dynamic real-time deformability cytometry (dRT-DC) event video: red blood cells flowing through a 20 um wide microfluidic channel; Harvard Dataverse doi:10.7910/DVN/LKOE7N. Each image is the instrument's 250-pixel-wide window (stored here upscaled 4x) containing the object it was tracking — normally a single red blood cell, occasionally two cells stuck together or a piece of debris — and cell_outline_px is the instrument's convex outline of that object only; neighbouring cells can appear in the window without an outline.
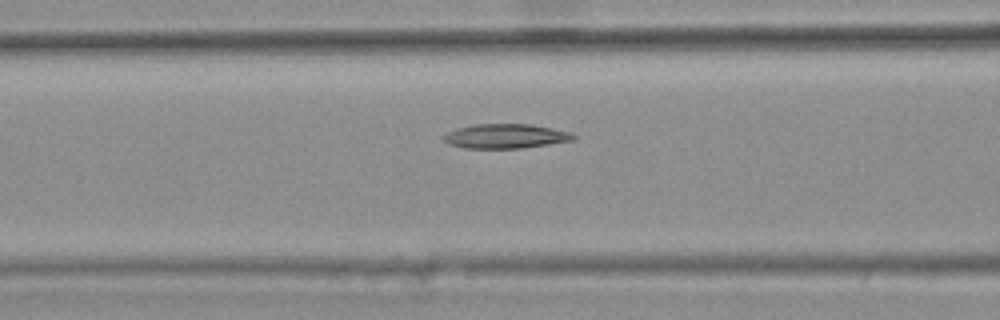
{"species": "common noctule bat (a hibernating species)", "species_latin": "Nyctalus noctula", "temperature_condition": "warm", "stored_images_in_passage": 16, "camera_frame_rate_fps": 3000, "um_per_image_px": 0.085, "animal": {"sex": "female", "body_mass_g": 25.1}, "frame": {"image": 1, "passage_image": 14, "time_ms": 4.333, "image_size_px": [1000, 320], "cell_outline_px": [[576, 140], [520, 148], [464, 148], [448, 144], [440, 136], [456, 128], [476, 124], [532, 124], [572, 132], [576, 136]], "centroid_in_image_um": [42.97, 11.57], "position_along_channel_um": 123.6, "area_um2": 18.61}}